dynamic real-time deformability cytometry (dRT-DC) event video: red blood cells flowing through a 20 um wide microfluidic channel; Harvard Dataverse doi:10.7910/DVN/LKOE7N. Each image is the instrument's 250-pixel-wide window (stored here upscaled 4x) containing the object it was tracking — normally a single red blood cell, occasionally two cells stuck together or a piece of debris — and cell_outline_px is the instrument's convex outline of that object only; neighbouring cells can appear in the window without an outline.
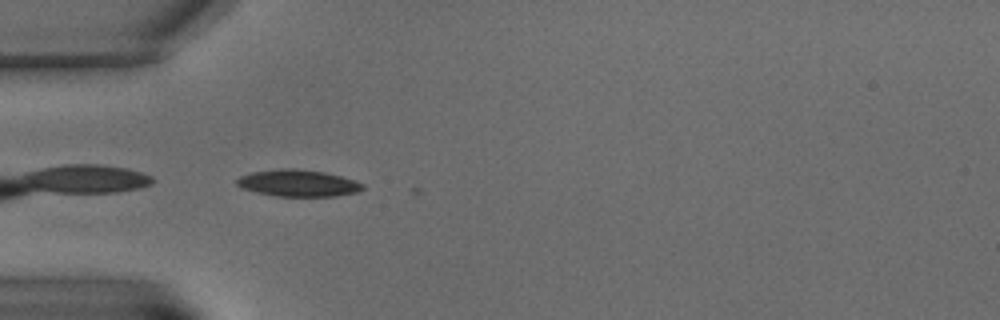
{"species": "common noctule bat (a hibernating species)", "species_latin": "Nyctalus noctula", "temperature_condition": "warm", "stored_images_in_passage": 9, "camera_frame_rate_fps": 3000, "um_per_image_px": 0.085, "animal": {"sex": "male", "body_mass_g": 15.6}, "frame": {"image": 1, "passage_image": 6, "time_ms": 5.667, "image_size_px": [1000, 320], "cell_outline_px": [[364, 188], [356, 192], [336, 196], [276, 196], [256, 192], [240, 188], [236, 184], [236, 180], [240, 176], [252, 172], [280, 168], [296, 168], [324, 172], [340, 176], [364, 184]], "centroid_in_image_um": [25.29, 15.56], "position_along_channel_um": 59.7, "area_um2": 19.59}}
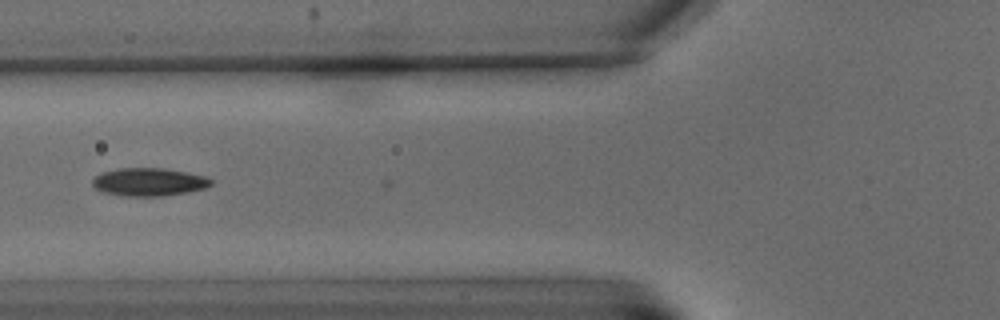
{"frame": {"image": 2, "passage_image": 7, "time_ms": 7.667, "image_size_px": [1000, 320], "cell_outline_px": [[212, 184], [204, 188], [188, 192], [164, 196], [124, 196], [104, 192], [96, 188], [92, 184], [92, 180], [100, 172], [120, 168], [164, 168], [204, 176], [212, 180]], "centroid_in_image_um": [12.64, 15.47], "position_along_channel_um": 113.2, "area_um2": 19.25}}
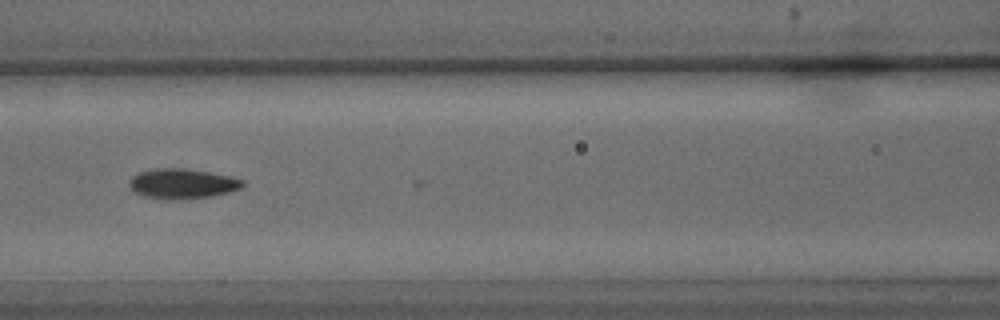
{"frame": {"image": 3, "passage_image": 8, "time_ms": 9.0, "image_size_px": [1000, 320], "cell_outline_px": [[244, 184], [240, 188], [228, 192], [212, 196], [144, 196], [132, 192], [128, 184], [128, 180], [132, 176], [140, 172], [156, 168], [184, 168], [232, 176], [244, 180]], "centroid_in_image_um": [15.49, 15.55], "position_along_channel_um": 151.1, "area_um2": 18.9}}